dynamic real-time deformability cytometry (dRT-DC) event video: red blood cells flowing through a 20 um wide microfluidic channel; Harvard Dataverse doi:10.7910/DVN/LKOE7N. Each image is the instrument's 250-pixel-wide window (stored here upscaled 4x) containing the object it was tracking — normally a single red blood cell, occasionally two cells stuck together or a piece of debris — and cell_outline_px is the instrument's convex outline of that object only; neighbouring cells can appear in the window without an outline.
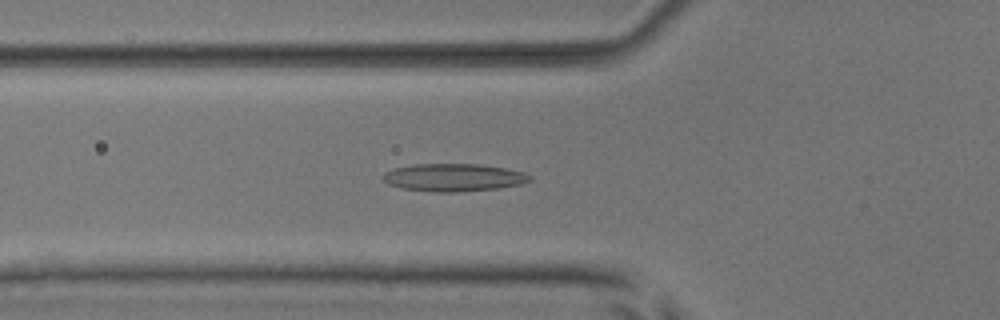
{"species": "common noctule bat (a hibernating species)", "species_latin": "Nyctalus noctula", "temperature_condition": "room temperature", "stored_images_in_passage": 53, "camera_frame_rate_fps": 3000, "um_per_image_px": 0.085, "animal": {"sex": "male", "body_mass_g": 17.9, "forearm_length_mm": 54.2}, "frame": {"image": 1, "passage_image": 19, "time_ms": 6.0, "image_size_px": [1000, 320], "cell_outline_px": [[532, 180], [520, 184], [500, 188], [456, 192], [436, 192], [400, 188], [388, 184], [384, 180], [384, 172], [396, 168], [416, 164], [480, 164], [504, 168], [524, 172], [532, 176]], "centroid_in_image_um": [38.59, 15.09], "position_along_channel_um": 87.2, "area_um2": 23.64}}
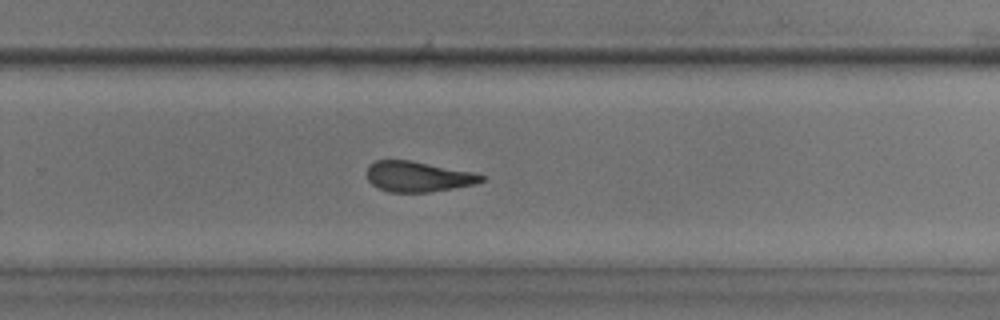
{"frame": {"image": 2, "passage_image": 35, "time_ms": 11.333, "image_size_px": [1000, 320], "cell_outline_px": [[484, 180], [476, 184], [428, 192], [388, 192], [372, 184], [368, 180], [368, 164], [376, 160], [408, 160], [476, 172], [484, 176]], "centroid_in_image_um": [35.55, 15.0], "position_along_channel_um": 294.3, "area_um2": 20.23}}
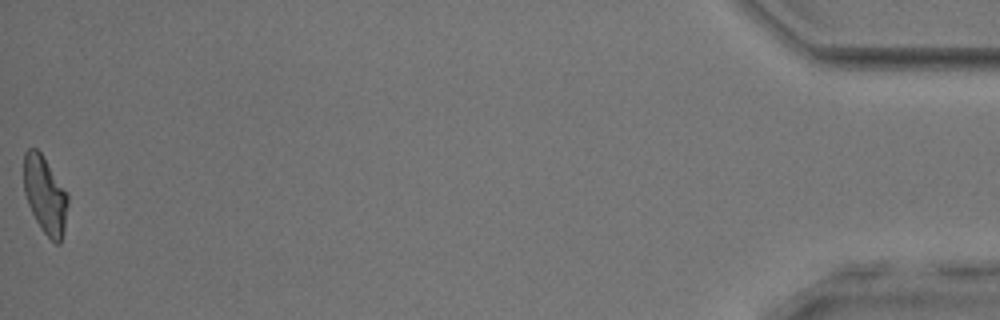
{"frame": {"image": 3, "passage_image": 53, "time_ms": 17.333, "image_size_px": [1000, 320], "cell_outline_px": [[68, 204], [64, 228], [60, 244], [56, 244], [40, 228], [28, 204], [24, 192], [24, 152], [28, 148], [36, 148], [40, 152], [68, 192]], "centroid_in_image_um": [3.83, 16.56], "position_along_channel_um": 431.4, "area_um2": 19.83}, "authors_computed_cell_mechanics": {"area_um2": 21.3282, "velocity_mm_per_s": 3.881, "shape_relaxation_time_tau1_ms": 9.608, "shape_relaxation_time_tau2_ms": 3.1788, "deformation_change_tau1": 0.2106, "deformation_change_tau2": 0.1329}}